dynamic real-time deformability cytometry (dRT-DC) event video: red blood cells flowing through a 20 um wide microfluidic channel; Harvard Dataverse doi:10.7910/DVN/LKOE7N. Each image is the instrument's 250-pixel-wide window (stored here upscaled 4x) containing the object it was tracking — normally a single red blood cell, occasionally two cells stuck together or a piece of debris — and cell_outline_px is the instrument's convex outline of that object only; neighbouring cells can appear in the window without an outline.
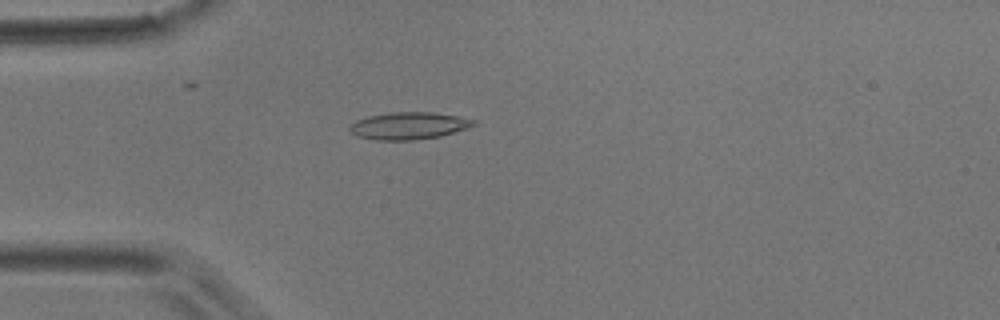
{"species": "common noctule bat (a hibernating species)", "species_latin": "Nyctalus noctula", "temperature_condition": "room temperature", "stored_images_in_passage": 1, "camera_frame_rate_fps": 3000, "um_per_image_px": 0.085, "animal": {"sex": "male", "body_mass_g": 17.9}, "frame": {"image": 1, "passage_image": 1, "time_ms": 0.0, "image_size_px": [1000, 320], "cell_outline_px": [[476, 124], [468, 128], [440, 136], [416, 140], [376, 140], [356, 136], [348, 128], [356, 120], [368, 116], [388, 112], [432, 112], [456, 116], [476, 120]], "centroid_in_image_um": [34.73, 10.69], "position_along_channel_um": 50.3, "area_um2": 19.65}}